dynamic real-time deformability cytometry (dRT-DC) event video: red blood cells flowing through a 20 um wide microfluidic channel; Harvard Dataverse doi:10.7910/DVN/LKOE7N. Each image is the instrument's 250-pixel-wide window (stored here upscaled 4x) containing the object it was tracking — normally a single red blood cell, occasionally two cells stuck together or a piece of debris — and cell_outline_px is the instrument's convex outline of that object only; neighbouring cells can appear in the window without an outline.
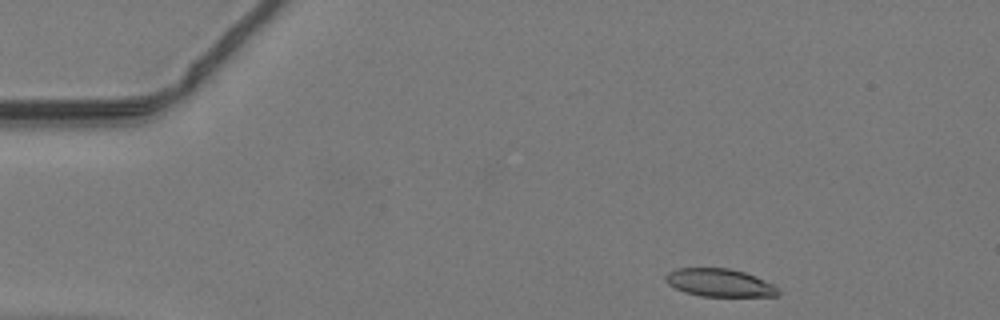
{"species": "common noctule bat (a hibernating species)", "species_latin": "Nyctalus noctula", "temperature_condition": "warm", "stored_images_in_passage": 42, "camera_frame_rate_fps": 3000, "um_per_image_px": 0.085, "animal": {"sex": "male", "body_mass_g": 19.2, "forearm_length_mm": 51.8}, "frame": {"image": 1, "passage_image": 1, "time_ms": 0.0, "image_size_px": [1000, 320], "cell_outline_px": [[780, 296], [700, 296], [684, 292], [668, 284], [664, 280], [664, 276], [668, 272], [676, 268], [728, 268], [744, 272], [756, 276], [772, 284], [780, 292]], "centroid_in_image_um": [61.13, 24.03], "position_along_channel_um": 23.9, "area_um2": 18.32}}
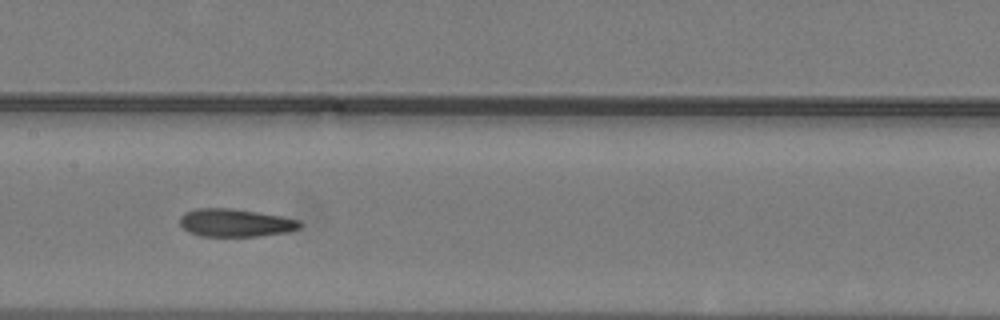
{"frame": {"image": 2, "passage_image": 18, "time_ms": 5.667, "image_size_px": [1000, 320], "cell_outline_px": [[304, 224], [300, 228], [288, 232], [260, 236], [200, 236], [188, 232], [180, 224], [180, 216], [184, 212], [196, 208], [232, 208], [280, 216], [300, 220]], "centroid_in_image_um": [20.01, 18.94], "position_along_channel_um": 187.4, "area_um2": 19.65}}
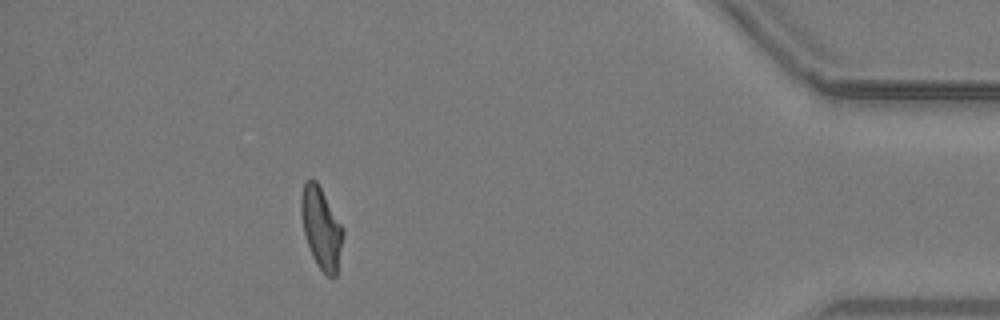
{"frame": {"image": 3, "passage_image": 37, "time_ms": 12.0, "image_size_px": [1000, 320], "cell_outline_px": [[344, 232], [336, 276], [328, 276], [316, 264], [312, 256], [304, 232], [300, 216], [300, 196], [304, 184], [312, 176], [316, 180], [344, 228]], "centroid_in_image_um": [27.29, 19.34], "position_along_channel_um": 407.9, "area_um2": 19.83}}